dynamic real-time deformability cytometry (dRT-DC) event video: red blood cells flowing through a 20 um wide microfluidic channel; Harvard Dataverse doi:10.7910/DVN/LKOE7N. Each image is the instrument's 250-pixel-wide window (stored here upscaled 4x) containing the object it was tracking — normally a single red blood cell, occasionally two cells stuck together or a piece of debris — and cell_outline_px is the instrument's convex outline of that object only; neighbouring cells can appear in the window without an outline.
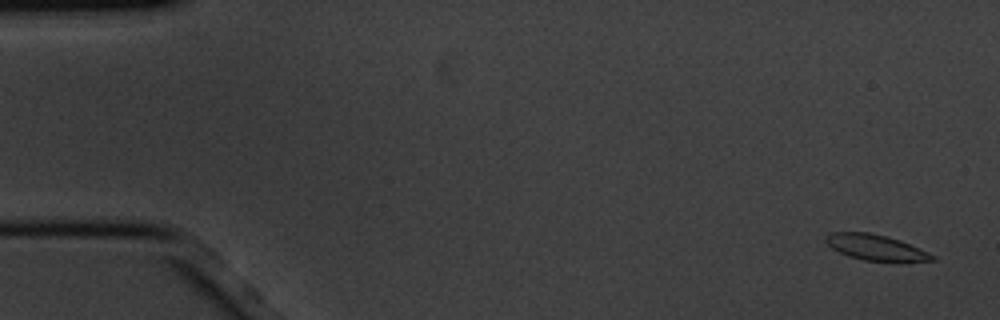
{"species": "common noctule bat (a hibernating species)", "species_latin": "Nyctalus noctula", "temperature_condition": "cold", "stored_images_in_passage": 4, "camera_frame_rate_fps": 3000, "um_per_image_px": 0.085, "animal": {"sex": "male", "body_mass_g": 20.1, "forearm_length_mm": 53.5}, "frame": {"image": 1, "passage_image": 1, "time_ms": 0.0, "image_size_px": [1000, 320], "cell_outline_px": [[936, 260], [900, 264], [864, 260], [848, 256], [832, 248], [824, 240], [824, 236], [832, 232], [868, 232], [888, 236], [900, 240], [920, 248], [936, 256]], "centroid_in_image_um": [74.52, 21.07], "position_along_channel_um": 10.5, "area_um2": 16.65}}
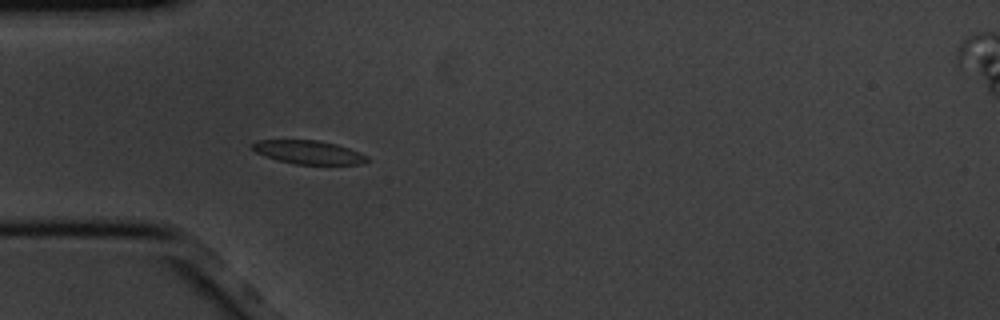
{"frame": {"image": 2, "passage_image": 4, "time_ms": 1.0, "image_size_px": [1000, 320], "cell_outline_px": [[372, 160], [360, 164], [296, 164], [280, 160], [256, 152], [252, 148], [252, 144], [256, 140], [316, 140], [336, 144], [360, 152], [368, 156]], "centroid_in_image_um": [26.28, 12.94], "position_along_channel_um": 58.7, "area_um2": 15.55}}